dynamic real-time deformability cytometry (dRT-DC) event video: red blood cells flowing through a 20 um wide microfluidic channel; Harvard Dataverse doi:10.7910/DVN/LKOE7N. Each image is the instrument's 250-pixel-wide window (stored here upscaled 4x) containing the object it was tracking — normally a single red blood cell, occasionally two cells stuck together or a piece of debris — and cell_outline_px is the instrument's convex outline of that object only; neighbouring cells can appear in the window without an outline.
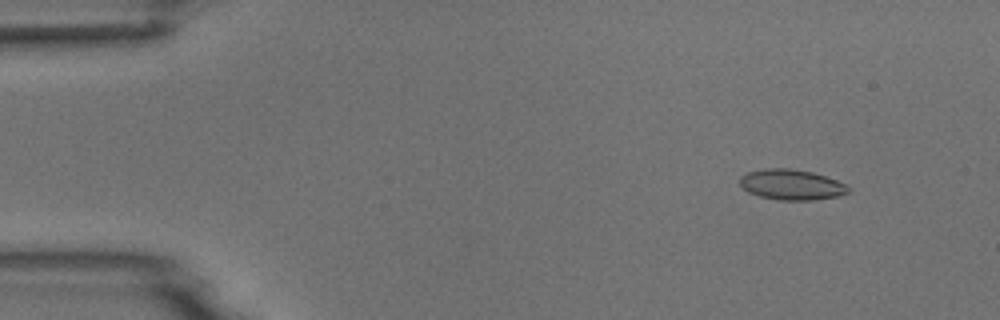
{"species": "common noctule bat (a hibernating species)", "species_latin": "Nyctalus noctula", "temperature_condition": "room temperature", "stored_images_in_passage": 5, "camera_frame_rate_fps": 3000, "um_per_image_px": 0.085, "animal": {"sex": "male", "body_mass_g": 18.8}, "frame": {"image": 1, "passage_image": 2, "time_ms": 1.333, "image_size_px": [1000, 320], "cell_outline_px": [[848, 192], [840, 196], [812, 200], [780, 200], [760, 196], [748, 192], [740, 184], [740, 176], [748, 172], [764, 168], [788, 168], [812, 172], [848, 184]], "centroid_in_image_um": [67.28, 15.69], "position_along_channel_um": 17.7, "area_um2": 19.19}}
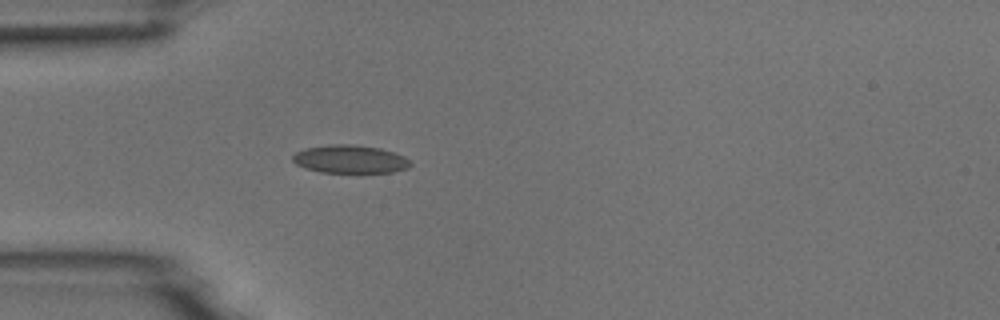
{"frame": {"image": 2, "passage_image": 5, "time_ms": 4.667, "image_size_px": [1000, 320], "cell_outline_px": [[412, 164], [408, 168], [392, 172], [360, 176], [320, 172], [304, 168], [296, 164], [292, 160], [292, 156], [296, 152], [304, 148], [332, 144], [348, 144], [380, 148], [404, 156]], "centroid_in_image_um": [29.76, 13.59], "position_along_channel_um": 55.2, "area_um2": 20.23}}